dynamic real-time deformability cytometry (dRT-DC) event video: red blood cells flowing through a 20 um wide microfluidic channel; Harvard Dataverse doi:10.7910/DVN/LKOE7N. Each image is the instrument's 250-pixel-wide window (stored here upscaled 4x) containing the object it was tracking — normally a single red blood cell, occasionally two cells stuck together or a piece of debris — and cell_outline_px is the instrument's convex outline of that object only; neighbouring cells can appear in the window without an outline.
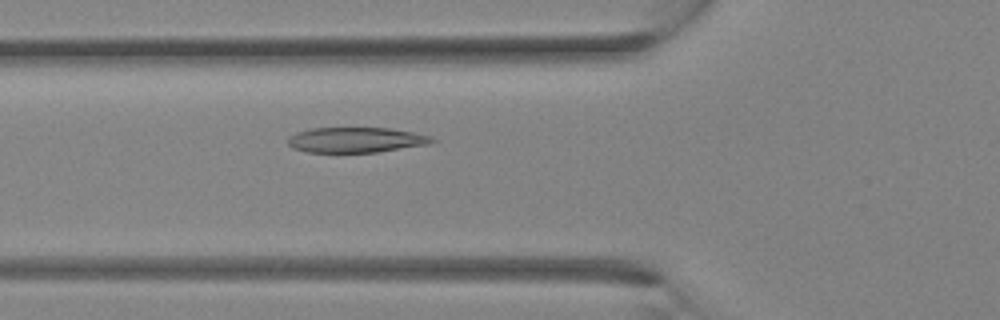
{"species": "Egyptian fruit bat (a non-hibernating species)", "species_latin": "Rousettus aegyptiacus", "temperature_condition": "room temperature", "stored_images_in_passage": 31, "camera_frame_rate_fps": 3000, "um_per_image_px": 0.085, "animal": {"sex": "female"}, "frame": {"image": 1, "passage_image": 10, "time_ms": 3.0, "image_size_px": [1000, 320], "cell_outline_px": [[436, 140], [428, 144], [376, 152], [304, 152], [292, 148], [288, 144], [288, 136], [296, 132], [312, 128], [392, 128], [412, 132], [428, 136]], "centroid_in_image_um": [30.18, 11.89], "position_along_channel_um": 95.6, "area_um2": 21.1}}
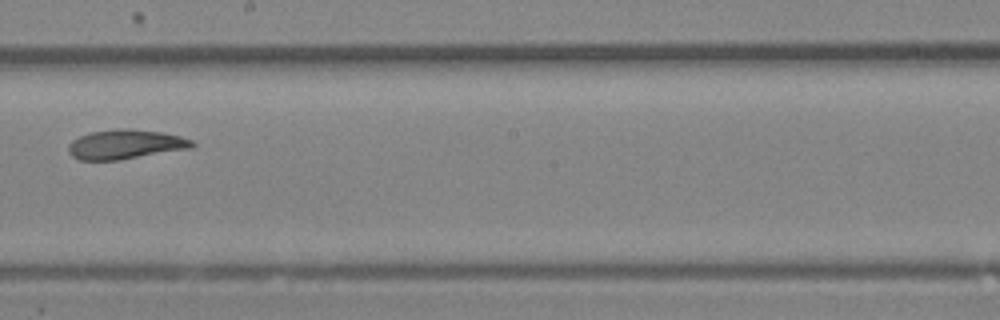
{"frame": {"image": 2, "passage_image": 17, "time_ms": 5.333, "image_size_px": [1000, 320], "cell_outline_px": [[196, 144], [192, 148], [120, 160], [80, 160], [72, 156], [68, 152], [68, 144], [72, 140], [88, 132], [116, 128], [128, 128], [160, 132], [180, 136], [192, 140]], "centroid_in_image_um": [10.64, 12.27], "position_along_channel_um": 237.6, "area_um2": 21.44}}
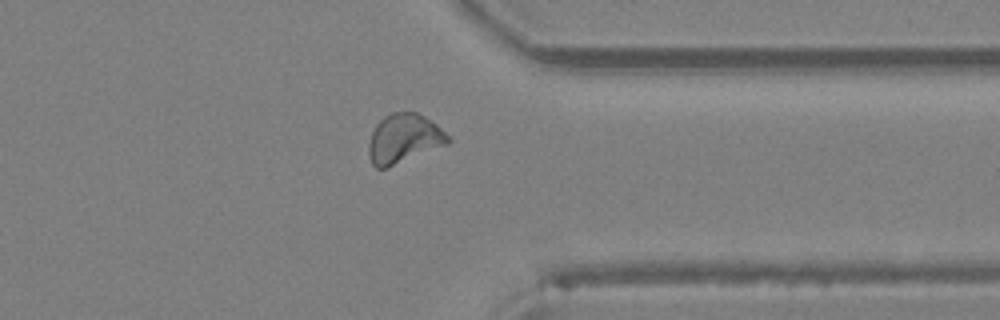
{"frame": {"image": 3, "passage_image": 24, "time_ms": 7.667, "image_size_px": [1000, 320], "cell_outline_px": [[452, 140], [448, 144], [384, 168], [376, 168], [372, 164], [368, 152], [368, 144], [372, 132], [376, 124], [384, 116], [392, 112], [416, 112], [424, 116], [436, 124]], "centroid_in_image_um": [34.31, 11.76], "position_along_channel_um": 377.1, "area_um2": 22.43}}